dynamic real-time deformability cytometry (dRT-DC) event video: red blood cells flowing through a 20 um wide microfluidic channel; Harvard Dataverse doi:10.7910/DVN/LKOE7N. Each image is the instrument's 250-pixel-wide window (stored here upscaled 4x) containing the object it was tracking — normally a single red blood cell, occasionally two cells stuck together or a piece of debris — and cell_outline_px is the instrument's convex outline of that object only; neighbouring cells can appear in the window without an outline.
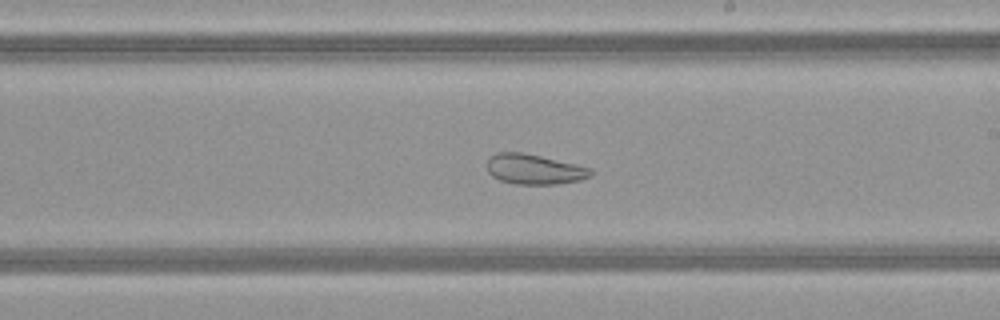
{"species": "common noctule bat (a hibernating species)", "species_latin": "Nyctalus noctula", "temperature_condition": "warm", "stored_images_in_passage": 49, "camera_frame_rate_fps": 3000, "um_per_image_px": 0.085, "animal": {"sex": "female", "body_mass_g": 21.9}, "frame": {"image": 1, "passage_image": 28, "time_ms": 9.0, "image_size_px": [1000, 320], "cell_outline_px": [[592, 176], [580, 180], [556, 184], [516, 184], [500, 180], [492, 176], [488, 172], [488, 156], [496, 152], [524, 152], [576, 164], [592, 168]], "centroid_in_image_um": [45.41, 14.37], "position_along_channel_um": 243.6, "area_um2": 18.32}, "authors_computed_cell_mechanics": {"area_um2": 28.6688, "velocity_mm_per_s": 4.1152, "shape_relaxation_time_tau1_ms": null, "shape_relaxation_time_tau2_ms": 2.2679, "deformation_change_tau1": null, "deformation_change_tau2": 0.0978}}